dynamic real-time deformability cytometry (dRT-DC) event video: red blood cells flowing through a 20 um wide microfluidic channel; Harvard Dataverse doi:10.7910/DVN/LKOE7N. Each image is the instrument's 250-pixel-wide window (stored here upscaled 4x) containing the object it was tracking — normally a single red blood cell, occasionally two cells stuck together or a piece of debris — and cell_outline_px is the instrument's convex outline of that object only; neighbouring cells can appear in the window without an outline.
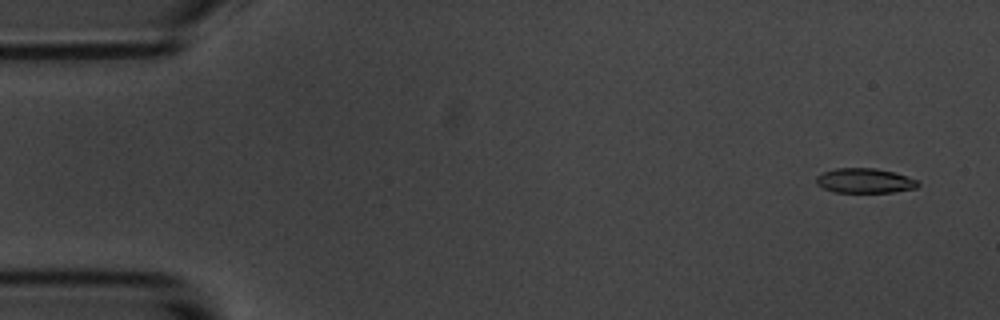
{"species": "common noctule bat (a hibernating species)", "species_latin": "Nyctalus noctula", "temperature_condition": "room temperature", "stored_images_in_passage": 55, "camera_frame_rate_fps": 3000, "um_per_image_px": 0.085, "animal": {"sex": "male", "body_mass_g": 20.1, "forearm_length_mm": 53.5}, "frame": {"image": 1, "passage_image": 2, "time_ms": 0.333, "image_size_px": [1000, 320], "cell_outline_px": [[920, 184], [916, 188], [892, 192], [832, 192], [816, 184], [816, 176], [824, 172], [836, 168], [876, 168], [892, 172], [916, 180]], "centroid_in_image_um": [73.46, 15.36], "position_along_channel_um": 11.5, "area_um2": 14.51}}
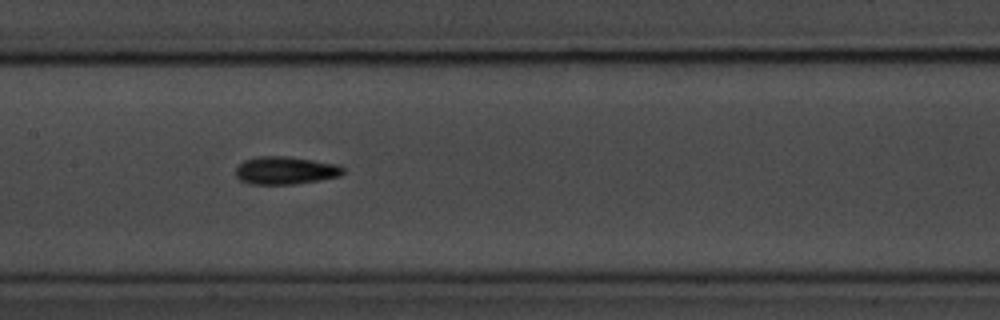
{"frame": {"image": 2, "passage_image": 26, "time_ms": 8.333, "image_size_px": [1000, 320], "cell_outline_px": [[344, 172], [340, 176], [320, 180], [292, 184], [248, 184], [240, 180], [236, 176], [236, 168], [244, 160], [256, 156], [284, 156], [340, 164], [344, 168]], "centroid_in_image_um": [24.26, 14.48], "position_along_channel_um": 183.1, "area_um2": 17.46}}
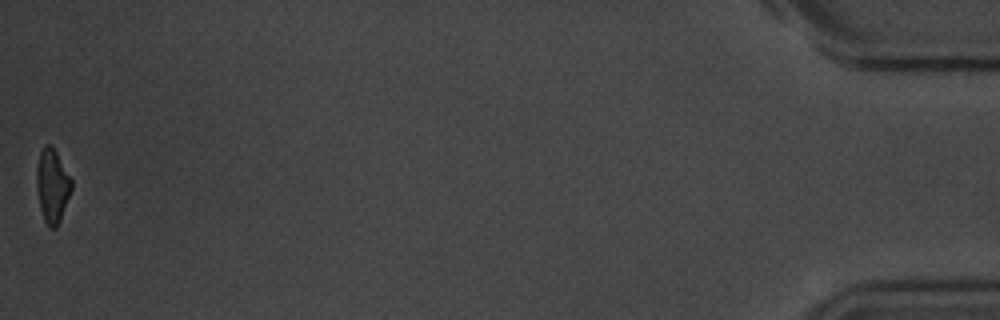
{"frame": {"image": 3, "passage_image": 55, "time_ms": 18.0, "image_size_px": [1000, 320], "cell_outline_px": [[72, 188], [60, 220], [56, 228], [48, 228], [44, 220], [40, 208], [36, 184], [36, 168], [40, 152], [44, 144], [52, 144], [72, 180]], "centroid_in_image_um": [4.43, 15.77], "position_along_channel_um": 430.8, "area_um2": 15.03}, "authors_computed_cell_mechanics": {"area_um2": 16.1262, "velocity_mm_per_s": 3.5883, "shape_relaxation_time_tau1_ms": 3.6797, "shape_relaxation_time_tau2_ms": 4.2805, "deformation_change_tau1": 0.1396, "deformation_change_tau2": 0.1193}}